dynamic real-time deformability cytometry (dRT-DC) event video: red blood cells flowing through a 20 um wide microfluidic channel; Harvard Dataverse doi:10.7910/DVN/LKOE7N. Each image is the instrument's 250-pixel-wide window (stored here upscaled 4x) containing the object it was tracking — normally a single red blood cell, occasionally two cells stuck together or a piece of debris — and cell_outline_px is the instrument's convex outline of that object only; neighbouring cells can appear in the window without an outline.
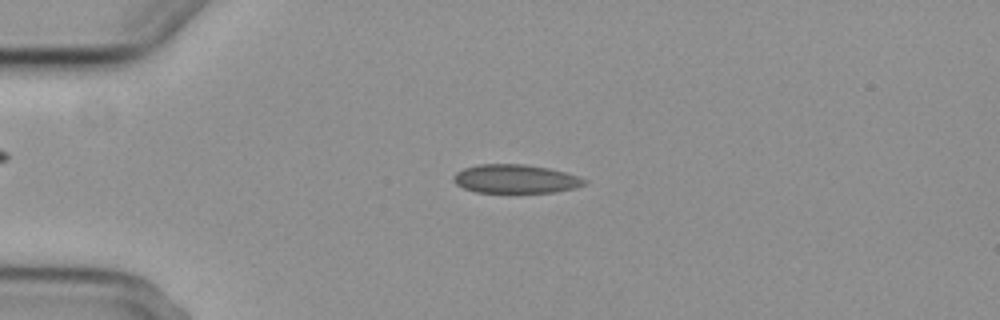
{"species": "common noctule bat (a hibernating species)", "species_latin": "Nyctalus noctula", "temperature_condition": "cold", "stored_images_in_passage": 8, "camera_frame_rate_fps": 3000, "um_per_image_px": 0.085, "animal": {"sex": "female", "body_mass_g": 29.2, "forearm_length_mm": 56.3}, "frame": {"image": 1, "passage_image": 3, "time_ms": 2.333, "image_size_px": [1000, 320], "cell_outline_px": [[588, 184], [576, 188], [556, 192], [476, 192], [464, 188], [456, 184], [452, 180], [452, 176], [456, 172], [464, 168], [480, 164], [524, 164], [548, 168], [564, 172], [588, 180]], "centroid_in_image_um": [43.82, 15.21], "position_along_channel_um": 41.2, "area_um2": 21.91}}
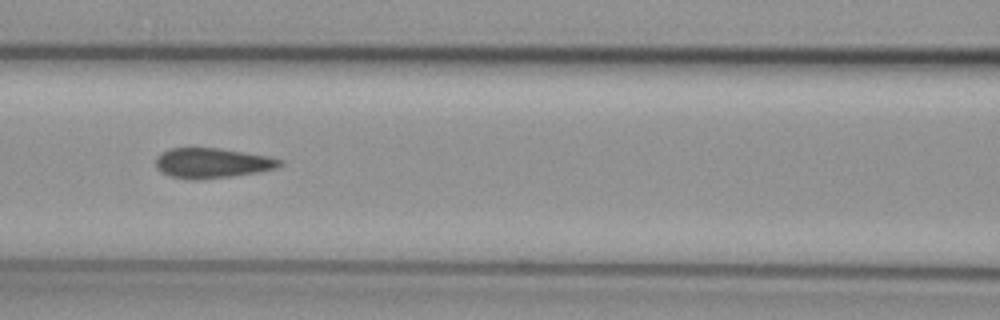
{"frame": {"image": 2, "passage_image": 6, "time_ms": 6.0, "image_size_px": [1000, 320], "cell_outline_px": [[284, 164], [276, 168], [256, 172], [232, 176], [196, 180], [192, 180], [168, 176], [160, 172], [156, 168], [156, 156], [160, 152], [168, 148], [220, 148], [268, 156], [284, 160]], "centroid_in_image_um": [18.0, 13.86], "position_along_channel_um": 148.6, "area_um2": 21.96}}
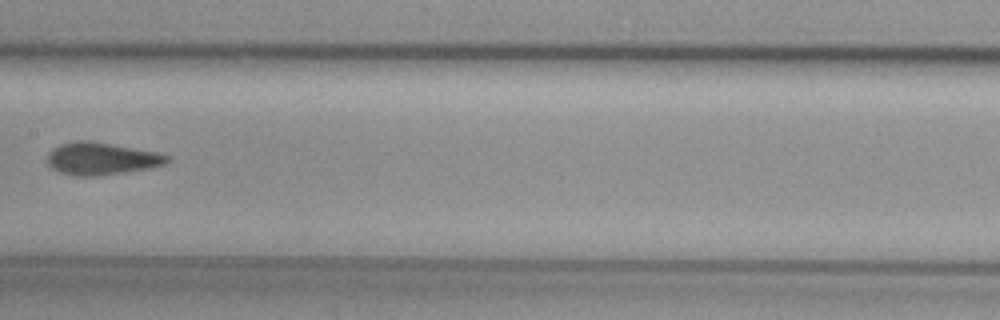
{"frame": {"image": 3, "passage_image": 7, "time_ms": 7.333, "image_size_px": [1000, 320], "cell_outline_px": [[172, 160], [168, 164], [148, 168], [124, 172], [96, 176], [76, 176], [60, 172], [52, 168], [48, 164], [48, 152], [52, 148], [60, 144], [76, 140], [88, 140], [112, 144], [156, 152], [172, 156]], "centroid_in_image_um": [8.65, 13.48], "position_along_channel_um": 198.8, "area_um2": 22.72}}